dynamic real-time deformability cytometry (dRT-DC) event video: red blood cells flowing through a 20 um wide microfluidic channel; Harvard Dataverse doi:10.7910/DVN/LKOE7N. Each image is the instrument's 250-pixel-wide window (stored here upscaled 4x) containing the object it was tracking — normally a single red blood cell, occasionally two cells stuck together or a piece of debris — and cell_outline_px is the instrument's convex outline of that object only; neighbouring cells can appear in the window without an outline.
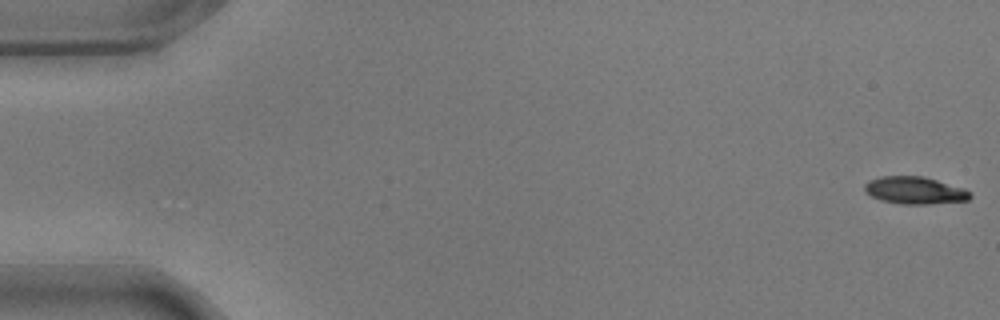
{"species": "common noctule bat (a hibernating species)", "species_latin": "Nyctalus noctula", "temperature_condition": "warm", "stored_images_in_passage": 57, "camera_frame_rate_fps": 3000, "um_per_image_px": 0.085, "animal": {"sex": "male", "body_mass_g": 17.9}, "frame": {"image": 1, "passage_image": 1, "time_ms": 0.0, "image_size_px": [1000, 320], "cell_outline_px": [[972, 196], [968, 200], [928, 204], [904, 204], [880, 200], [864, 192], [864, 184], [868, 180], [880, 176], [924, 176], [964, 188], [972, 192]], "centroid_in_image_um": [77.75, 16.17], "position_along_channel_um": 7.3, "area_um2": 16.94}}
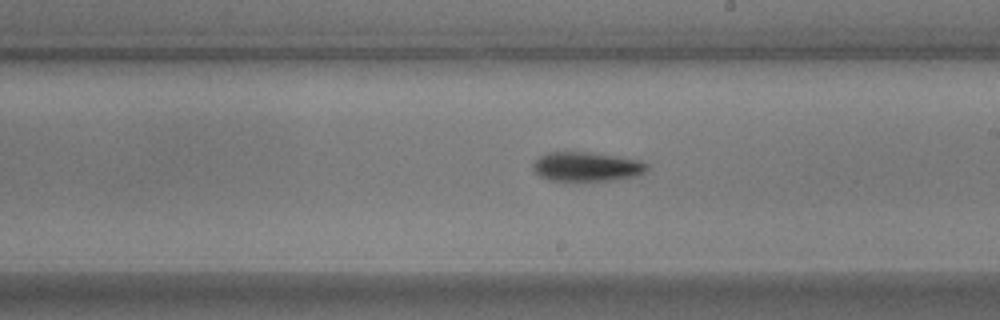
{"frame": {"image": 2, "passage_image": 33, "time_ms": 10.667, "image_size_px": [1000, 320], "cell_outline_px": [[648, 168], [644, 172], [636, 176], [612, 180], [548, 180], [540, 176], [532, 168], [532, 164], [540, 156], [548, 152], [588, 152], [620, 156], [640, 160], [648, 164]], "centroid_in_image_um": [49.88, 14.15], "position_along_channel_um": 239.1, "area_um2": 19.42}}
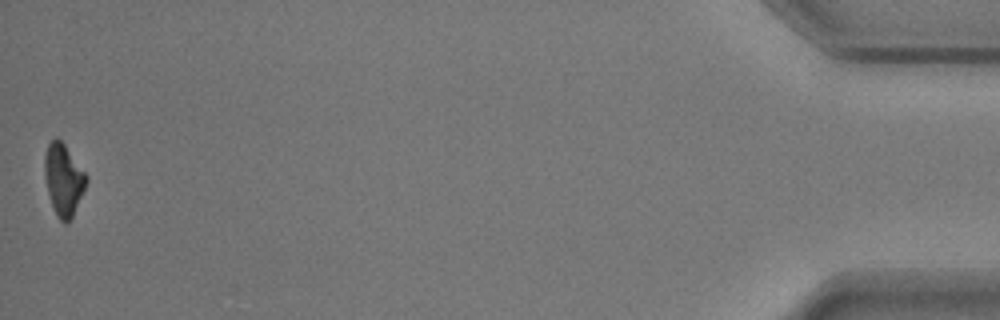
{"frame": {"image": 3, "passage_image": 57, "time_ms": 18.667, "image_size_px": [1000, 320], "cell_outline_px": [[88, 180], [72, 216], [64, 224], [56, 216], [48, 192], [44, 176], [44, 156], [48, 144], [56, 136], [64, 144], [88, 176]], "centroid_in_image_um": [5.38, 15.24], "position_along_channel_um": 429.8, "area_um2": 17.17}, "authors_computed_cell_mechanics": {"area_um2": 18.2648, "velocity_mm_per_s": 3.5466, "shape_relaxation_time_tau1_ms": 5.134, "shape_relaxation_time_tau2_ms": null, "deformation_change_tau1": 0.157, "deformation_change_tau2": null}}